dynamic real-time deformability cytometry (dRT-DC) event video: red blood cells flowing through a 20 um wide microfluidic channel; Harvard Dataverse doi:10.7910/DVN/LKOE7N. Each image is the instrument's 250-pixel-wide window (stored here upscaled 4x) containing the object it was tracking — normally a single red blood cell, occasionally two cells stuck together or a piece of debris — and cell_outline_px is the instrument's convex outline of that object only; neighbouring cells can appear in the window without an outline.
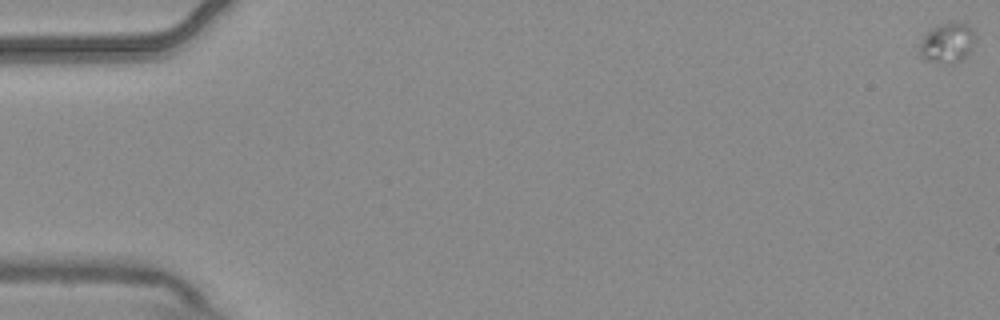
{"species": "common noctule bat (a hibernating species)", "species_latin": "Nyctalus noctula", "temperature_condition": "warm", "stored_images_in_passage": 10, "camera_frame_rate_fps": 3000, "um_per_image_px": 0.085, "animal": {"sex": "male", "body_mass_g": 20.4}, "frame": {"image": 1, "passage_image": 1, "time_ms": 0.0, "image_size_px": [1000, 320], "cell_outline_px": [[976, 36], [968, 52], [960, 60], [952, 64], [924, 60], [920, 56], [920, 44], [924, 36], [932, 28], [940, 24], [968, 24]], "centroid_in_image_um": [80.5, 3.67], "position_along_channel_um": 4.5, "area_um2": 12.48}}